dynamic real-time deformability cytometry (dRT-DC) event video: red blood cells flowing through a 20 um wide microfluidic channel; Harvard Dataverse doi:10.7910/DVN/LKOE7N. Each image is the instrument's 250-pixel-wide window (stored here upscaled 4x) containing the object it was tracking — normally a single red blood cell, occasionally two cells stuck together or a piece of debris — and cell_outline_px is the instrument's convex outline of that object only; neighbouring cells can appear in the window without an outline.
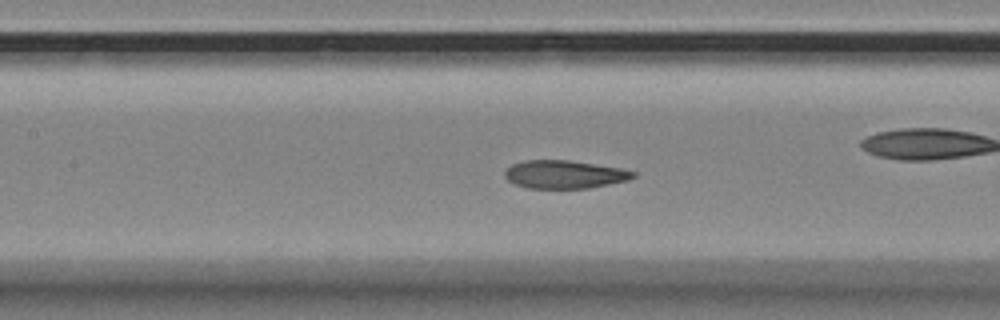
{"species": "Egyptian fruit bat (a non-hibernating species)", "species_latin": "Rousettus aegyptiacus", "temperature_condition": "room temperature", "stored_images_in_passage": 46, "camera_frame_rate_fps": 3000, "um_per_image_px": 0.085, "animal": {"sex": "female"}, "frame": {"image": 1, "passage_image": 14, "time_ms": 4.333, "image_size_px": [1000, 320], "cell_outline_px": [[636, 176], [628, 180], [588, 188], [528, 188], [516, 184], [508, 180], [504, 176], [504, 172], [512, 164], [524, 160], [568, 160], [620, 168], [636, 172]], "centroid_in_image_um": [47.97, 14.82], "position_along_channel_um": 159.4, "area_um2": 20.87}, "authors_computed_cell_mechanics": {"area_um2": 21.7906, "velocity_mm_per_s": 3.4599, "shape_relaxation_time_tau1_ms": 8.1959, "shape_relaxation_time_tau2_ms": 2.0527, "deformation_change_tau1": 0.186, "deformation_change_tau2": 0.0753}}